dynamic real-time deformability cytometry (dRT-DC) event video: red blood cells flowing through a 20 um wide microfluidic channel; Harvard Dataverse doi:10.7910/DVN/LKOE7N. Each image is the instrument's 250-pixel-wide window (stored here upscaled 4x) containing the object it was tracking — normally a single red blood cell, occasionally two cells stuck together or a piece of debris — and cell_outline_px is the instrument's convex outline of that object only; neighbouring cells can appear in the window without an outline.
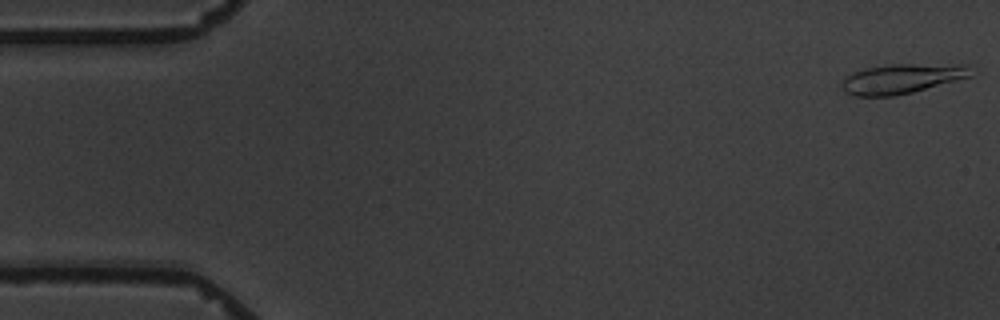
{"species": "common noctule bat (a hibernating species)", "species_latin": "Nyctalus noctula", "temperature_condition": "warm", "stored_images_in_passage": 4, "camera_frame_rate_fps": 3000, "um_per_image_px": 0.085, "animal": {"sex": "male", "body_mass_g": 19.5, "forearm_length_mm": 54.6}, "frame": {"image": 1, "passage_image": 1, "time_ms": 0.0, "image_size_px": [1000, 320], "cell_outline_px": [[972, 76], [912, 92], [896, 96], [856, 96], [844, 92], [840, 84], [840, 80], [844, 76], [852, 72], [864, 68], [892, 64], [968, 64]], "centroid_in_image_um": [76.6, 6.68], "position_along_channel_um": 8.4, "area_um2": 22.6}}